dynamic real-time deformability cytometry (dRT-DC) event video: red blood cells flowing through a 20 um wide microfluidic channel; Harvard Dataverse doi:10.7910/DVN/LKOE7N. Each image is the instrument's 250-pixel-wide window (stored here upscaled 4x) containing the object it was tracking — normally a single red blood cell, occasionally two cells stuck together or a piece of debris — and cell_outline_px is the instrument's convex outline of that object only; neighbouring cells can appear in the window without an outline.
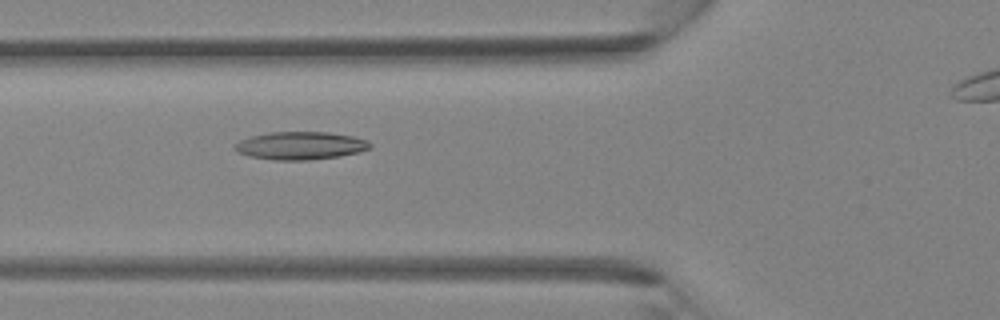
{"species": "Egyptian fruit bat (a non-hibernating species)", "species_latin": "Rousettus aegyptiacus", "temperature_condition": "room temperature", "stored_images_in_passage": 28, "camera_frame_rate_fps": 3000, "um_per_image_px": 0.085, "animal": {"sex": "female"}, "frame": {"image": 1, "passage_image": 7, "time_ms": 2.0, "image_size_px": [1000, 320], "cell_outline_px": [[372, 148], [360, 152], [340, 156], [308, 160], [272, 160], [248, 156], [236, 152], [232, 148], [232, 144], [240, 140], [252, 136], [268, 132], [328, 132], [352, 136], [368, 140], [372, 144]], "centroid_in_image_um": [25.51, 12.38], "position_along_channel_um": 100.3, "area_um2": 22.31}}
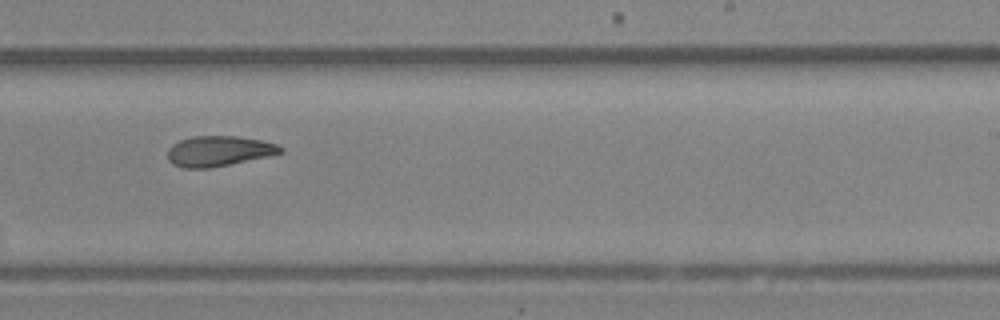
{"frame": {"image": 2, "passage_image": 17, "time_ms": 5.333, "image_size_px": [1000, 320], "cell_outline_px": [[284, 152], [268, 156], [208, 168], [184, 168], [172, 164], [168, 160], [168, 148], [172, 144], [180, 140], [192, 136], [240, 136], [260, 140], [276, 144], [284, 148]], "centroid_in_image_um": [18.58, 12.83], "position_along_channel_um": 270.4, "area_um2": 19.88}}
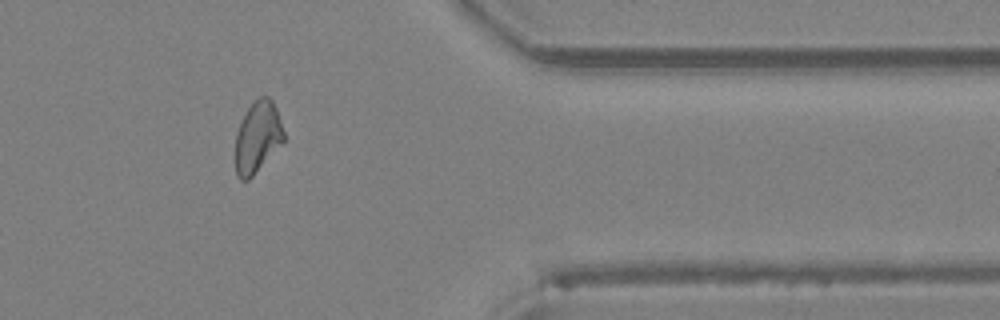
{"frame": {"image": 3, "passage_image": 25, "time_ms": 8.0, "image_size_px": [1000, 320], "cell_outline_px": [[284, 140], [252, 176], [248, 180], [240, 180], [236, 176], [236, 132], [248, 108], [260, 96], [268, 96], [272, 100], [276, 108], [284, 132]], "centroid_in_image_um": [21.88, 11.65], "position_along_channel_um": 389.5, "area_um2": 19.65}}